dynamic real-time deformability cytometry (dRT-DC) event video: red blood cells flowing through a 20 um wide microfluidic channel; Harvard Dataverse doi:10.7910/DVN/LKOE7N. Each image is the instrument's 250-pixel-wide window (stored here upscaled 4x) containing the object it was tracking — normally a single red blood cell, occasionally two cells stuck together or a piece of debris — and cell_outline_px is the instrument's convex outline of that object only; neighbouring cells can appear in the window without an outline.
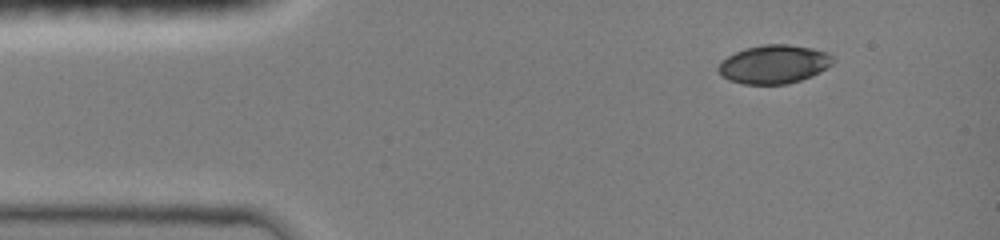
{"species": "common noctule bat (a hibernating species)", "species_latin": "Nyctalus noctula", "temperature_condition": "room temperature", "stored_images_in_passage": 57, "camera_frame_rate_fps": 3000, "um_per_image_px": 0.085, "animal": {"sex": "female", "body_mass_g": 19.0, "forearm_length_mm": 51.5}, "frame": {"image": 1, "passage_image": 1, "time_ms": 0.0, "image_size_px": [1000, 240], "cell_outline_px": [[836, 60], [832, 64], [820, 72], [812, 76], [788, 84], [744, 84], [728, 80], [716, 68], [728, 56], [736, 52], [748, 48], [764, 44], [788, 44], [812, 48], [828, 52]], "centroid_in_image_um": [65.83, 5.46], "position_along_channel_um": 19.2, "area_um2": 25.66}}
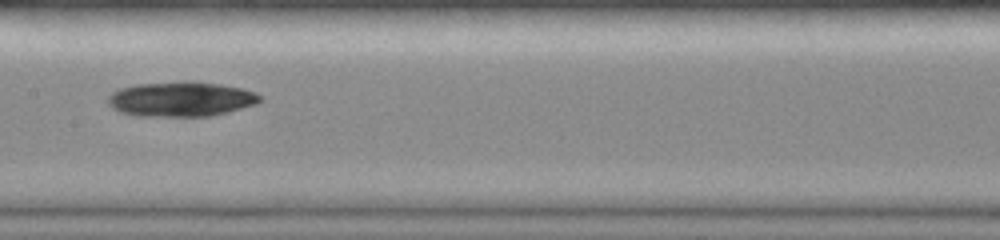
{"frame": {"image": 2, "passage_image": 25, "time_ms": 6.0, "image_size_px": [1000, 240], "cell_outline_px": [[264, 100], [256, 104], [228, 112], [212, 116], [136, 116], [120, 112], [112, 108], [108, 104], [108, 96], [112, 92], [120, 88], [136, 84], [184, 80], [196, 80], [220, 84], [240, 88], [256, 92]], "centroid_in_image_um": [15.39, 8.41], "position_along_channel_um": 192.0, "area_um2": 31.39}}
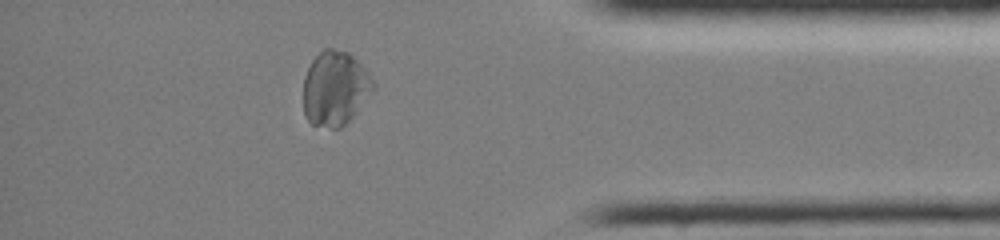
{"frame": {"image": 3, "passage_image": 49, "time_ms": 11.667, "image_size_px": [1000, 240], "cell_outline_px": [[376, 88], [352, 116], [340, 128], [332, 128], [312, 124], [308, 120], [304, 112], [304, 76], [312, 60], [324, 48], [332, 48], [348, 52], [364, 68], [376, 84]], "centroid_in_image_um": [28.48, 7.5], "position_along_channel_um": 406.7, "area_um2": 30.06}}